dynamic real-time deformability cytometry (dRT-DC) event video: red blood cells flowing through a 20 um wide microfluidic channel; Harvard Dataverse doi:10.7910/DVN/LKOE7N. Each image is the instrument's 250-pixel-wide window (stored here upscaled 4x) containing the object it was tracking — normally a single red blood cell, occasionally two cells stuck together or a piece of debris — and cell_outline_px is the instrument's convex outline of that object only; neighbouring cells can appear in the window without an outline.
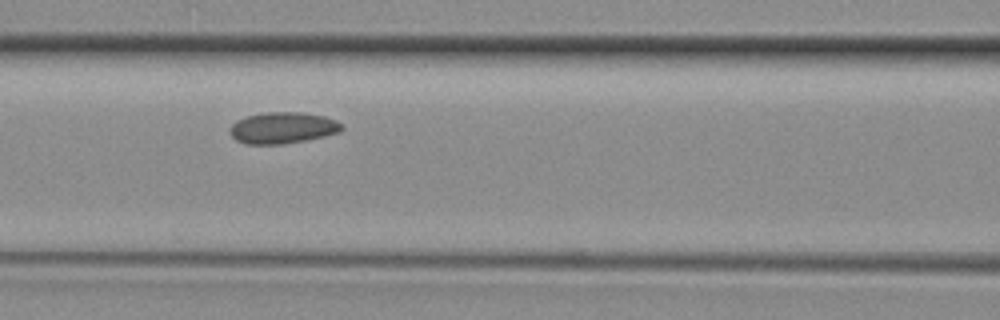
{"species": "common noctule bat (a hibernating species)", "species_latin": "Nyctalus noctula", "temperature_condition": "room temperature", "stored_images_in_passage": 7, "camera_frame_rate_fps": 3000, "um_per_image_px": 0.085, "animal": {"sex": "female", "body_mass_g": 29.2, "forearm_length_mm": 56.3}, "frame": {"image": 1, "passage_image": 6, "time_ms": 1.667, "image_size_px": [1000, 320], "cell_outline_px": [[344, 128], [340, 132], [324, 136], [304, 140], [280, 144], [248, 144], [236, 140], [232, 136], [228, 128], [236, 120], [248, 116], [264, 112], [304, 112], [324, 116], [336, 120]], "centroid_in_image_um": [24.02, 10.85], "position_along_channel_um": 142.6, "area_um2": 20.4}}
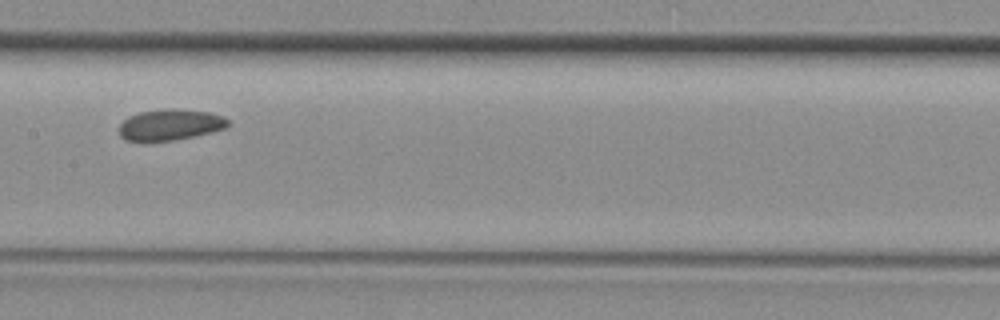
{"frame": {"image": 2, "passage_image": 7, "time_ms": 2.0, "image_size_px": [1000, 320], "cell_outline_px": [[228, 128], [196, 136], [172, 140], [144, 144], [124, 140], [120, 136], [120, 124], [128, 116], [140, 112], [208, 112], [224, 116], [228, 120]], "centroid_in_image_um": [14.42, 10.71], "position_along_channel_um": 193.0, "area_um2": 19.25}}